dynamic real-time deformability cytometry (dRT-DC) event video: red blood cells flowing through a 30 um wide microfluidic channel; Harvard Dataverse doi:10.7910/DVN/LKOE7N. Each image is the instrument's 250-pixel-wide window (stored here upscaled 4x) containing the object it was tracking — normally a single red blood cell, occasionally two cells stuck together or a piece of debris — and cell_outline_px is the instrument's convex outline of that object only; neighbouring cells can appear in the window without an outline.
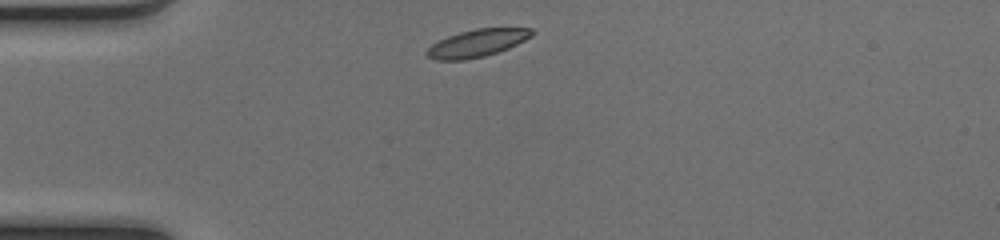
{"species": "common noctule bat (a hibernating species)", "species_latin": "Nyctalus noctula", "temperature_condition": "cold", "stored_images_in_passage": 38, "camera_frame_rate_fps": 3000, "um_per_image_px": 0.085, "animal": {"sex": "female", "body_mass_g": 17.0, "forearm_length_mm": 48.0}, "frame": {"image": 1, "passage_image": 1, "time_ms": 0.0, "image_size_px": [1000, 240], "cell_outline_px": [[536, 32], [532, 36], [508, 48], [484, 56], [464, 60], [436, 60], [428, 56], [424, 52], [432, 44], [448, 36], [460, 32], [476, 28], [532, 28]], "centroid_in_image_um": [40.56, 3.66], "position_along_channel_um": 44.4, "area_um2": 16.7}}
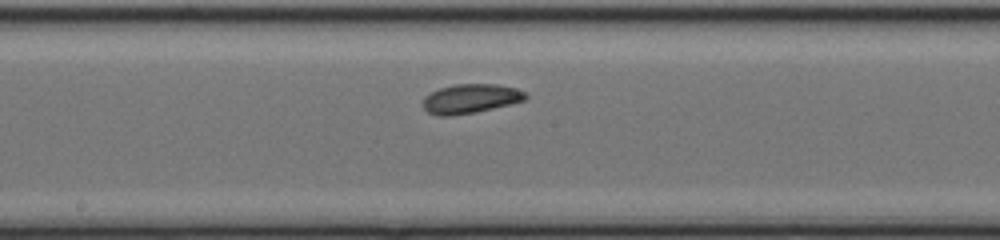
{"frame": {"image": 2, "passage_image": 15, "time_ms": 4.667, "image_size_px": [1000, 240], "cell_outline_px": [[528, 96], [524, 100], [492, 108], [472, 112], [448, 116], [440, 116], [428, 112], [420, 104], [424, 96], [440, 88], [456, 84], [496, 84], [516, 88], [524, 92]], "centroid_in_image_um": [39.94, 8.38], "position_along_channel_um": 208.3, "area_um2": 17.28}}
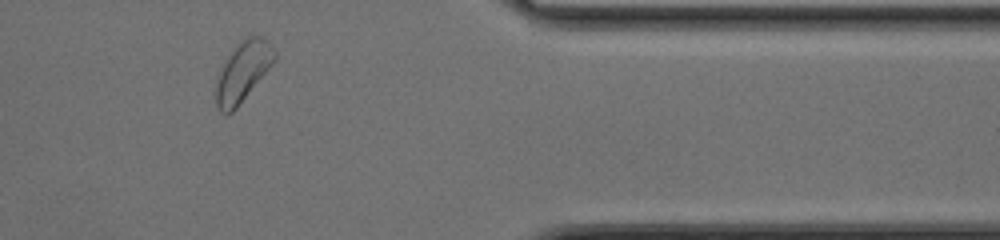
{"frame": {"image": 3, "passage_image": 30, "time_ms": 9.667, "image_size_px": [1000, 240], "cell_outline_px": [[276, 60], [236, 108], [232, 112], [224, 116], [220, 112], [216, 104], [216, 80], [228, 56], [236, 44], [244, 36], [264, 36], [272, 44], [276, 52]], "centroid_in_image_um": [20.66, 6.06], "position_along_channel_um": 390.7, "area_um2": 20.46}, "authors_computed_cell_mechanics": {"area_um2": 17.7157, "velocity_mm_per_s": 4.0637, "shape_relaxation_time_tau1_ms": 4.5378, "shape_relaxation_time_tau2_ms": null, "deformation_change_tau1": 0.0837, "deformation_change_tau2": null}}